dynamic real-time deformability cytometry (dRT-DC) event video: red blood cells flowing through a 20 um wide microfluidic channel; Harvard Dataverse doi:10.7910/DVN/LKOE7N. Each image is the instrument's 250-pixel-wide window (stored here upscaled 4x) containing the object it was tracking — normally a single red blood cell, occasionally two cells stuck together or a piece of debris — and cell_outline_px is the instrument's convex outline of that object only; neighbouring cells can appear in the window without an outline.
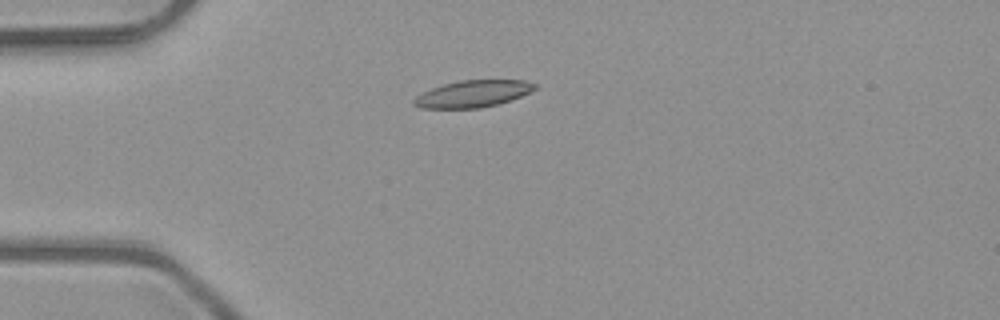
{"species": "common noctule bat (a hibernating species)", "species_latin": "Nyctalus noctula", "temperature_condition": "room temperature", "stored_images_in_passage": 6, "camera_frame_rate_fps": 3000, "um_per_image_px": 0.085, "animal": {"sex": "male", "body_mass_g": 23.1, "forearm_length_mm": 52.7}, "frame": {"image": 1, "passage_image": 4, "time_ms": 1.0, "image_size_px": [1000, 320], "cell_outline_px": [[536, 88], [520, 96], [496, 104], [480, 108], [420, 108], [412, 104], [412, 100], [420, 92], [444, 84], [460, 80], [524, 80], [536, 84]], "centroid_in_image_um": [40.12, 7.97], "position_along_channel_um": 44.9, "area_um2": 18.79}}
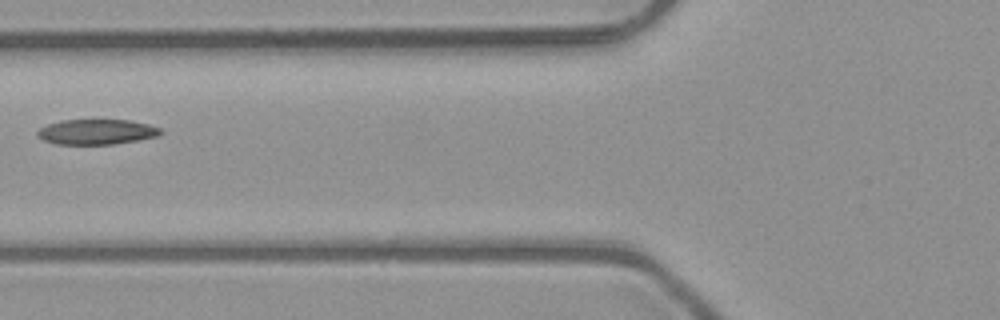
{"frame": {"image": 2, "passage_image": 6, "time_ms": 1.667, "image_size_px": [1000, 320], "cell_outline_px": [[160, 132], [156, 136], [136, 140], [112, 144], [56, 144], [44, 140], [36, 136], [36, 132], [40, 128], [48, 124], [60, 120], [132, 120], [148, 124], [160, 128]], "centroid_in_image_um": [8.15, 11.2], "position_along_channel_um": 117.6, "area_um2": 17.92}}